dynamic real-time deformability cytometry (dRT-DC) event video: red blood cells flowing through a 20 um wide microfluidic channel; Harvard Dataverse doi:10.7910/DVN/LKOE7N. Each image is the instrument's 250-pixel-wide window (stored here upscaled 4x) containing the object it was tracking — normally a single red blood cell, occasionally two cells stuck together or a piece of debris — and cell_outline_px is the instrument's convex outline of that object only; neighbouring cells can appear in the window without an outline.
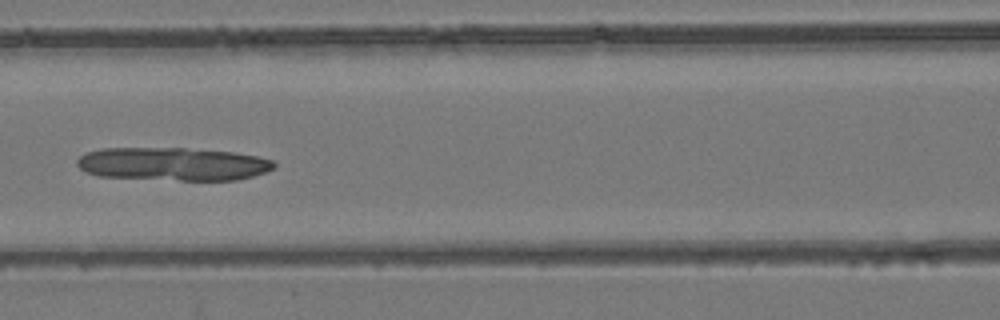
{"species": "common noctule bat (a hibernating species)", "species_latin": "Nyctalus noctula", "temperature_condition": "room temperature", "stored_images_in_passage": 7, "camera_frame_rate_fps": 3000, "um_per_image_px": 0.085, "animal": {"sex": "female", "body_mass_g": 24.6, "forearm_length_mm": 56.2}, "frame": {"image": 1, "passage_image": 7, "time_ms": 8.0, "image_size_px": [1000, 320], "cell_outline_px": [[276, 168], [252, 176], [236, 180], [180, 180], [100, 176], [88, 172], [80, 168], [76, 164], [76, 160], [80, 156], [88, 152], [100, 148], [184, 148], [236, 152], [256, 156], [272, 160], [276, 164]], "centroid_in_image_um": [14.72, 13.93], "position_along_channel_um": 151.9, "area_um2": 37.97}}